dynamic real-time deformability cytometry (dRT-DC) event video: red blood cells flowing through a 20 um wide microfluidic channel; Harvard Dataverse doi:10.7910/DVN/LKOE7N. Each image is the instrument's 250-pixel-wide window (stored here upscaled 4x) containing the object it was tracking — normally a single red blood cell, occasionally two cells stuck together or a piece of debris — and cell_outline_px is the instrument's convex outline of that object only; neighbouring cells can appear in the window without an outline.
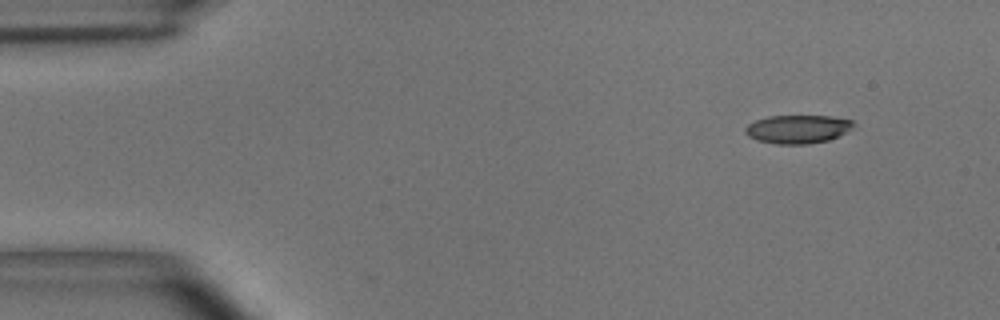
{"species": "common noctule bat (a hibernating species)", "species_latin": "Nyctalus noctula", "temperature_condition": "room temperature", "stored_images_in_passage": 50, "camera_frame_rate_fps": 3000, "um_per_image_px": 0.085, "animal": {"sex": "male", "body_mass_g": 15.6}, "frame": {"image": 1, "passage_image": 1, "time_ms": 0.0, "image_size_px": [1000, 320], "cell_outline_px": [[856, 124], [844, 132], [828, 140], [808, 144], [776, 144], [756, 140], [748, 136], [744, 132], [744, 128], [748, 124], [756, 120], [768, 116], [832, 116], [852, 120]], "centroid_in_image_um": [67.76, 10.97], "position_along_channel_um": 17.2, "area_um2": 17.86}}
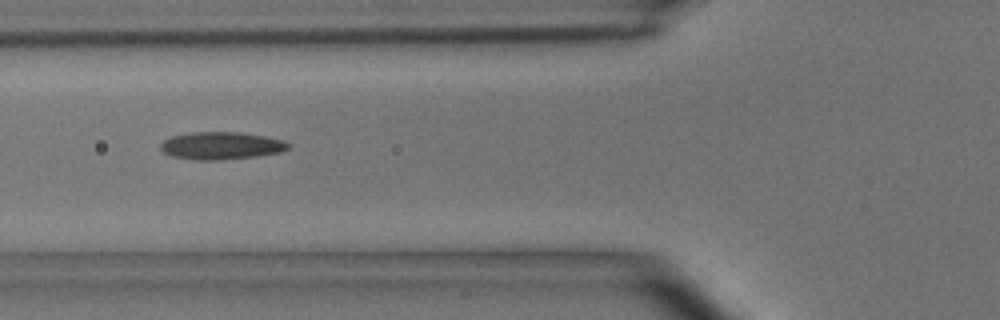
{"frame": {"image": 2, "passage_image": 16, "time_ms": 5.0, "image_size_px": [1000, 320], "cell_outline_px": [[288, 148], [280, 152], [256, 156], [216, 160], [196, 160], [172, 156], [164, 152], [160, 148], [160, 144], [164, 140], [172, 136], [188, 132], [240, 132], [264, 136], [284, 140], [288, 144]], "centroid_in_image_um": [18.77, 12.37], "position_along_channel_um": 107.0, "area_um2": 20.35}}
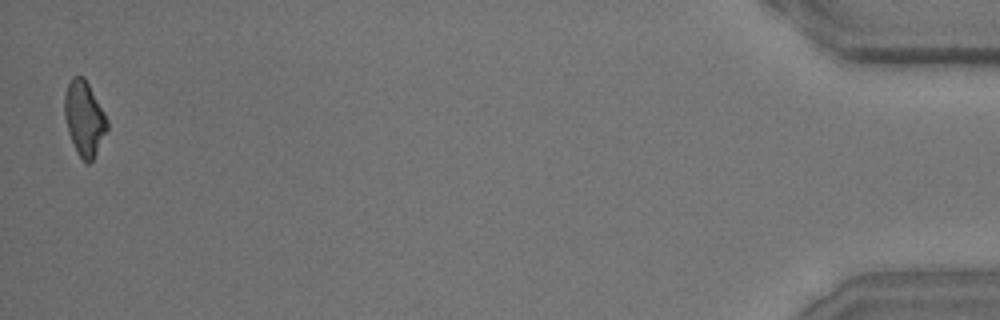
{"frame": {"image": 3, "passage_image": 50, "time_ms": 16.333, "image_size_px": [1000, 320], "cell_outline_px": [[108, 128], [92, 160], [88, 164], [76, 152], [68, 132], [64, 116], [64, 96], [68, 84], [72, 76], [84, 76], [104, 112], [108, 120]], "centroid_in_image_um": [7.15, 10.04], "position_along_channel_um": 428.1, "area_um2": 18.38}, "authors_computed_cell_mechanics": {"area_um2": 19.3341, "velocity_mm_per_s": 3.6238, "shape_relaxation_time_tau1_ms": 5.93, "shape_relaxation_time_tau2_ms": 2.3147, "deformation_change_tau1": 0.1836, "deformation_change_tau2": 0.1088}}